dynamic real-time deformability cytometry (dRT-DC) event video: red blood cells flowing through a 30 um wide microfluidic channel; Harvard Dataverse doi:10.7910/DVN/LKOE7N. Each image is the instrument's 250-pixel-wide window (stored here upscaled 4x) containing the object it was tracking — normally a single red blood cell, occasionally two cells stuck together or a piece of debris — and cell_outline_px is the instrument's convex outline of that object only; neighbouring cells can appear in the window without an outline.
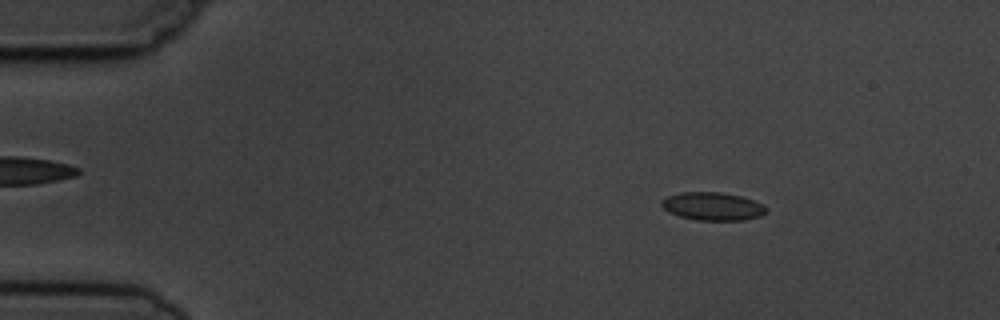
{"species": "common noctule bat (a hibernating species)", "species_latin": "Nyctalus noctula", "temperature_condition": "cold", "stored_images_in_passage": 2, "camera_frame_rate_fps": 3000, "um_per_image_px": 0.085, "animal": {"sex": "male", "body_mass_g": 19.5, "forearm_length_mm": 54.6}, "frame": {"image": 1, "passage_image": 1, "time_ms": 0.0, "image_size_px": [1000, 320], "cell_outline_px": [[768, 212], [760, 216], [744, 220], [696, 220], [680, 216], [668, 212], [660, 204], [660, 200], [668, 196], [680, 192], [720, 192], [740, 196], [764, 204], [768, 208]], "centroid_in_image_um": [60.58, 17.54], "position_along_channel_um": 24.4, "area_um2": 17.22}}